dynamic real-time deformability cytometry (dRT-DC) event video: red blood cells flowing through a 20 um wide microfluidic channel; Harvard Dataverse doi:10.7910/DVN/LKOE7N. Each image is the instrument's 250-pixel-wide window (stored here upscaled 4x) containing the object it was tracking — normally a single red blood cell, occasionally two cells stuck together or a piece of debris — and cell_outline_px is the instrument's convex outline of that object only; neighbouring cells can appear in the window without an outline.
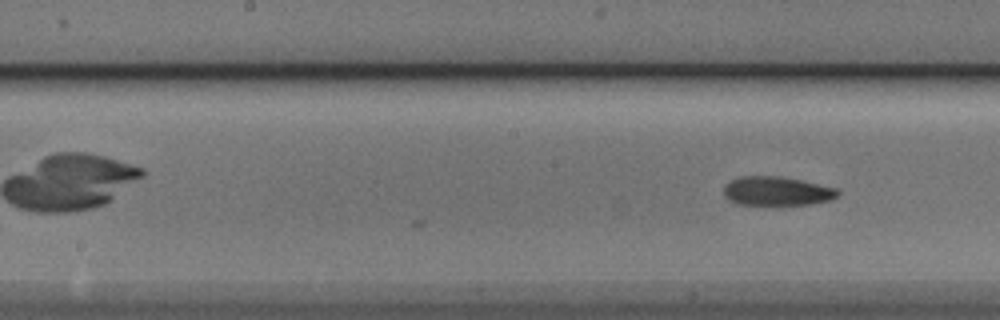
{"species": "Egyptian fruit bat (a non-hibernating species)", "species_latin": "Rousettus aegyptiacus", "temperature_condition": "cold", "stored_images_in_passage": 23, "camera_frame_rate_fps": 3000, "um_per_image_px": 0.085, "animal": {"sex": "male"}, "frame": {"image": 1, "passage_image": 23, "time_ms": 7.333, "image_size_px": [1000, 320], "cell_outline_px": [[840, 196], [832, 200], [812, 204], [736, 204], [728, 200], [724, 196], [724, 184], [740, 176], [780, 176], [800, 180], [836, 188], [840, 192]], "centroid_in_image_um": [66.04, 16.24], "position_along_channel_um": 182.2, "area_um2": 19.31}}